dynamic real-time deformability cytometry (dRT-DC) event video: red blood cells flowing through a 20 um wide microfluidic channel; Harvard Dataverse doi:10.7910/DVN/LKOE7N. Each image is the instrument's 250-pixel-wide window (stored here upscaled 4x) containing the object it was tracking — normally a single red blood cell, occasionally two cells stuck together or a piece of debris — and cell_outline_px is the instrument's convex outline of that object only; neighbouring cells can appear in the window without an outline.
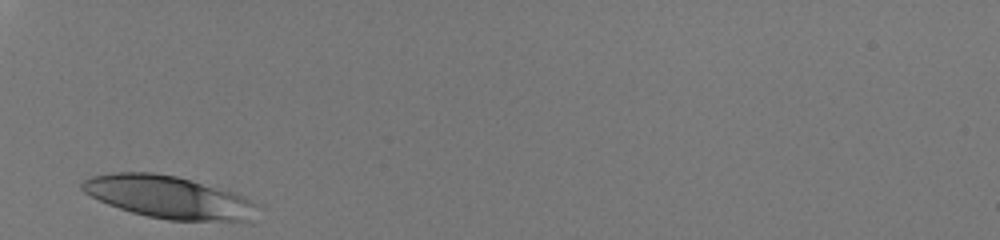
{"species": "human", "species_latin": "Homo sapiens", "temperature_condition": "room temperature", "stored_images_in_passage": 26, "camera_frame_rate_fps": 3000, "um_per_image_px": 0.085, "donor": {"sex": "male"}, "frame": {"image": 1, "passage_image": 1, "time_ms": 0.0, "image_size_px": [1000, 240], "cell_outline_px": [[256, 204], [248, 220], [168, 220], [148, 216], [132, 212], [108, 204], [84, 192], [80, 188], [80, 184], [84, 180], [92, 176], [112, 172], [152, 172], [176, 176], [192, 180], [232, 192], [244, 196], [252, 200]], "centroid_in_image_um": [14.25, 16.73], "position_along_channel_um": 70.8, "area_um2": 42.54}}
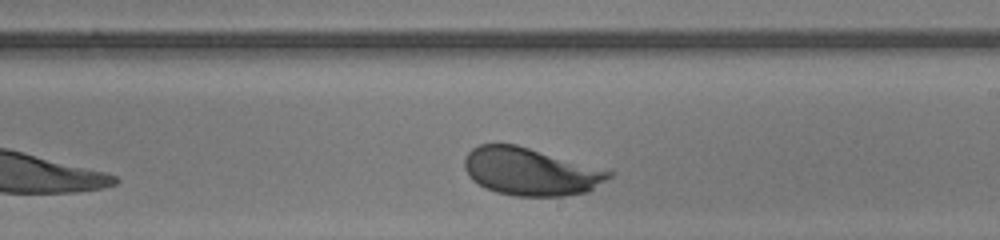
{"frame": {"image": 2, "passage_image": 15, "time_ms": 4.667, "image_size_px": [1000, 240], "cell_outline_px": [[616, 172], [612, 176], [588, 192], [564, 196], [512, 196], [496, 192], [472, 180], [468, 176], [464, 168], [464, 160], [468, 152], [472, 148], [480, 144], [516, 144], [612, 168]], "centroid_in_image_um": [45.21, 14.57], "position_along_channel_um": 243.8, "area_um2": 41.15}}
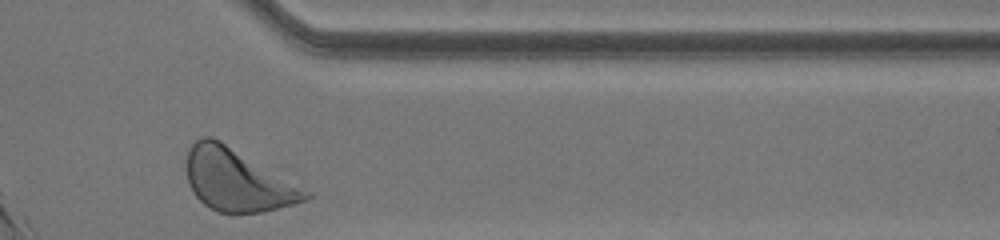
{"frame": {"image": 3, "passage_image": 26, "time_ms": 8.333, "image_size_px": [1000, 240], "cell_outline_px": [[312, 196], [308, 200], [260, 212], [232, 216], [216, 212], [204, 204], [192, 192], [188, 184], [184, 168], [184, 160], [192, 144], [196, 140], [204, 136], [212, 136], [220, 140], [312, 192]], "centroid_in_image_um": [20.12, 15.33], "position_along_channel_um": 391.3, "area_um2": 43.87}, "authors_computed_cell_mechanics": {"area_um2": 39.8531, "velocity_mm_per_s": 4.0238, "shape_relaxation_time_tau1_ms": 2.1438, "shape_relaxation_time_tau2_ms": null, "deformation_change_tau1": 0.1445, "deformation_change_tau2": null}}